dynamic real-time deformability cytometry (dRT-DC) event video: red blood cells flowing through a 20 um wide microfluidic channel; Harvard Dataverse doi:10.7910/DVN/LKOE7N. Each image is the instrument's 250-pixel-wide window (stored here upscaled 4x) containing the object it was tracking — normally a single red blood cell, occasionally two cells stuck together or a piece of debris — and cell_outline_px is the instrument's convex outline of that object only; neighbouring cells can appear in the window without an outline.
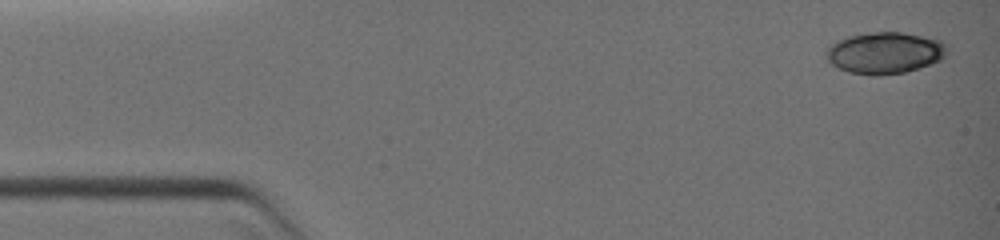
{"species": "common noctule bat (a hibernating species)", "species_latin": "Nyctalus noctula", "temperature_condition": "warm", "stored_images_in_passage": 4, "camera_frame_rate_fps": 3000, "um_per_image_px": 0.085, "animal": {"sex": "female", "body_mass_g": 19.0, "forearm_length_mm": 51.5}, "frame": {"image": 1, "passage_image": 1, "time_ms": 0.0, "image_size_px": [1000, 240], "cell_outline_px": [[948, 52], [940, 60], [904, 72], [876, 76], [872, 76], [848, 72], [832, 64], [824, 56], [824, 52], [836, 40], [848, 36], [868, 32], [900, 32], [940, 40], [944, 44]], "centroid_in_image_um": [75.15, 4.49], "position_along_channel_um": 9.9, "area_um2": 29.13}}